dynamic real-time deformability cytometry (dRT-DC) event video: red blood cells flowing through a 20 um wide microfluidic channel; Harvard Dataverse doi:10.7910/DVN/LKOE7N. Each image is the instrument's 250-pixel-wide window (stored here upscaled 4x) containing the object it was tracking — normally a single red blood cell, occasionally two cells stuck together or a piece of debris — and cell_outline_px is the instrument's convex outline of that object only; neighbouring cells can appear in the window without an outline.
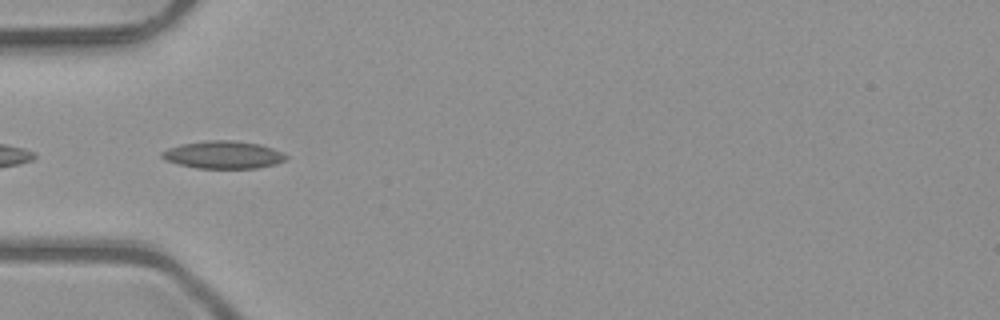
{"species": "common noctule bat (a hibernating species)", "species_latin": "Nyctalus noctula", "temperature_condition": "room temperature", "stored_images_in_passage": 8, "camera_frame_rate_fps": 3000, "um_per_image_px": 0.085, "animal": {"sex": "male", "body_mass_g": 23.1, "forearm_length_mm": 52.7}, "frame": {"image": 1, "passage_image": 4, "time_ms": 1.0, "image_size_px": [1000, 320], "cell_outline_px": [[288, 156], [284, 160], [276, 164], [256, 168], [196, 168], [164, 160], [160, 156], [160, 152], [168, 148], [180, 144], [208, 140], [232, 140], [260, 144], [272, 148]], "centroid_in_image_um": [18.94, 13.15], "position_along_channel_um": 66.1, "area_um2": 19.94}}
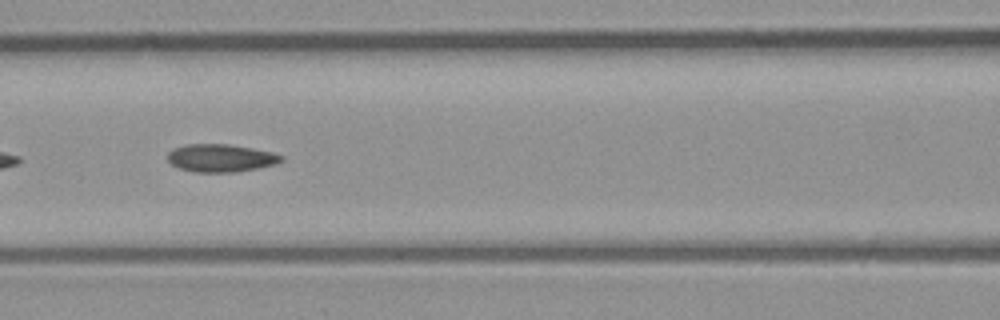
{"frame": {"image": 2, "passage_image": 6, "time_ms": 1.667, "image_size_px": [1000, 320], "cell_outline_px": [[284, 160], [276, 164], [236, 172], [196, 172], [180, 168], [172, 164], [168, 160], [168, 152], [172, 148], [188, 144], [228, 144], [252, 148], [272, 152], [284, 156]], "centroid_in_image_um": [18.78, 13.42], "position_along_channel_um": 147.8, "area_um2": 18.38}}
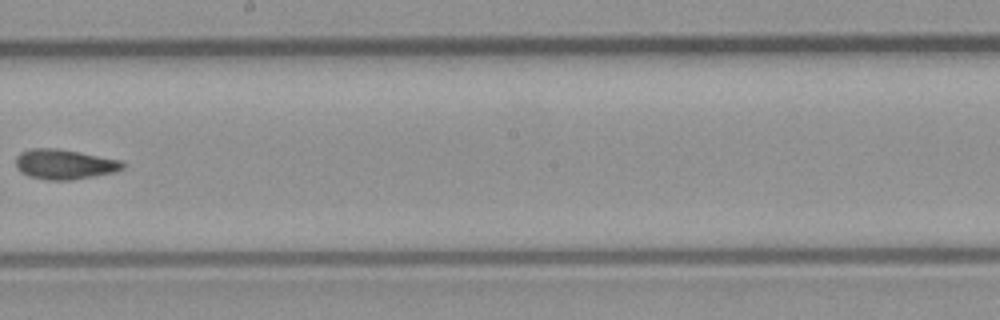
{"frame": {"image": 3, "passage_image": 8, "time_ms": 2.333, "image_size_px": [1000, 320], "cell_outline_px": [[128, 164], [124, 168], [116, 172], [72, 180], [48, 180], [28, 176], [20, 172], [16, 168], [16, 156], [20, 152], [32, 148], [56, 148], [80, 152], [120, 160]], "centroid_in_image_um": [5.49, 13.96], "position_along_channel_um": 242.7, "area_um2": 18.9}}